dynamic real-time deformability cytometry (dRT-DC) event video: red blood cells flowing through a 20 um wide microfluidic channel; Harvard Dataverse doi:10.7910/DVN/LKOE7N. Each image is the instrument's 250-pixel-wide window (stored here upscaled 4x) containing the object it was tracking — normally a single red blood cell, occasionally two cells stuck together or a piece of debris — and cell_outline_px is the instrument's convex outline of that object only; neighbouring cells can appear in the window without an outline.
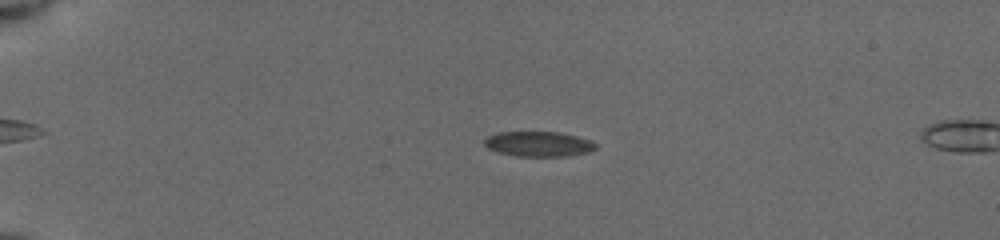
{"species": "common noctule bat (a hibernating species)", "species_latin": "Nyctalus noctula", "temperature_condition": "cold", "stored_images_in_passage": 55, "camera_frame_rate_fps": 3000, "um_per_image_px": 0.085, "animal": {"sex": "female", "body_mass_g": 19.5, "forearm_length_mm": 54.1}, "frame": {"image": 1, "passage_image": 14, "time_ms": 4.333, "image_size_px": [1000, 240], "cell_outline_px": [[596, 148], [588, 152], [568, 156], [516, 156], [496, 152], [488, 148], [484, 144], [484, 140], [488, 136], [496, 132], [560, 132], [592, 140], [596, 144]], "centroid_in_image_um": [45.77, 12.24], "position_along_channel_um": 39.2, "area_um2": 16.36}}
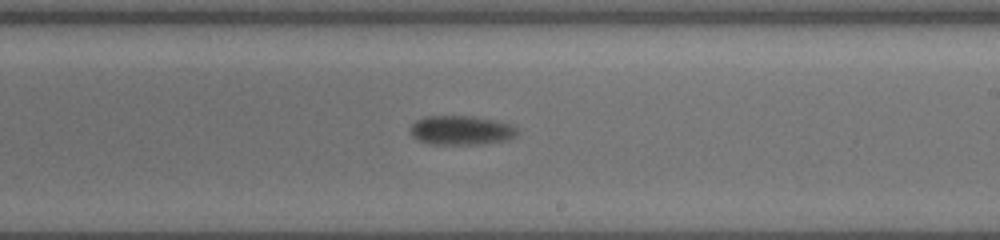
{"frame": {"image": 2, "passage_image": 35, "time_ms": 11.333, "image_size_px": [1000, 240], "cell_outline_px": [[516, 136], [508, 140], [484, 144], [428, 144], [412, 136], [412, 124], [416, 120], [424, 116], [472, 116], [496, 120], [508, 124], [516, 128]], "centroid_in_image_um": [39.21, 11.07], "position_along_channel_um": 249.8, "area_um2": 18.15}}
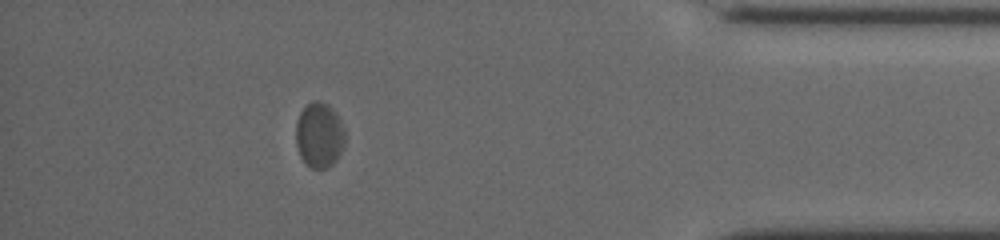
{"frame": {"image": 3, "passage_image": 50, "time_ms": 16.333, "image_size_px": [1000, 240], "cell_outline_px": [[344, 148], [336, 160], [328, 168], [312, 168], [300, 156], [296, 144], [296, 120], [300, 112], [312, 100], [316, 100], [328, 104], [332, 108], [340, 120], [344, 132]], "centroid_in_image_um": [27.14, 11.47], "position_along_channel_um": 408.1, "area_um2": 18.61}, "authors_computed_cell_mechanics": {"area_um2": 17.918, "velocity_mm_per_s": 3.8414, "shape_relaxation_time_tau1_ms": 2.2969, "shape_relaxation_time_tau2_ms": 1.0886, "deformation_change_tau1": 0.06, "deformation_change_tau2": 0.0401}}